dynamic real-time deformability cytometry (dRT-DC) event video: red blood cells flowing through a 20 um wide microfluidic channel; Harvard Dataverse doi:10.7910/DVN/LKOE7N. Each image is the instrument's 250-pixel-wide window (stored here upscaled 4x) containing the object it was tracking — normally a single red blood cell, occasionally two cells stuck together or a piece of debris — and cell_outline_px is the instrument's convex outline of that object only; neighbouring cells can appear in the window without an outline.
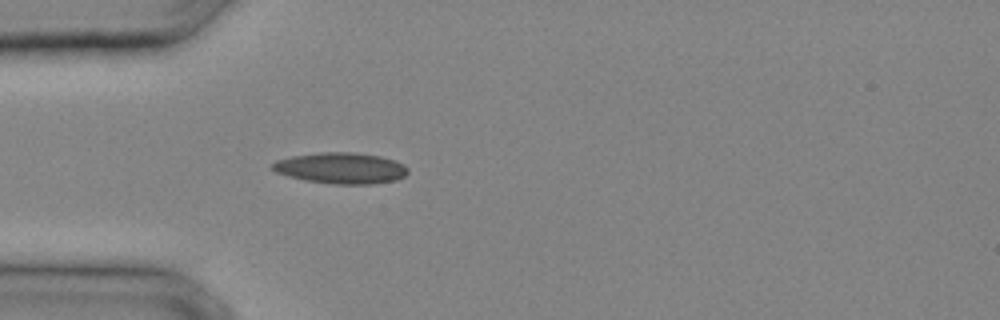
{"species": "common noctule bat (a hibernating species)", "species_latin": "Nyctalus noctula", "temperature_condition": "cold", "stored_images_in_passage": 25, "camera_frame_rate_fps": 3000, "um_per_image_px": 0.085, "animal": {"sex": "male", "body_mass_g": 20.4}, "frame": {"image": 1, "passage_image": 4, "time_ms": 1.0, "image_size_px": [1000, 320], "cell_outline_px": [[408, 172], [404, 176], [396, 180], [372, 184], [332, 184], [304, 180], [288, 176], [276, 172], [272, 168], [272, 164], [276, 160], [292, 156], [320, 152], [352, 152], [380, 156], [396, 160], [404, 164], [408, 168]], "centroid_in_image_um": [29.0, 14.29], "position_along_channel_um": 56.0, "area_um2": 24.62}}
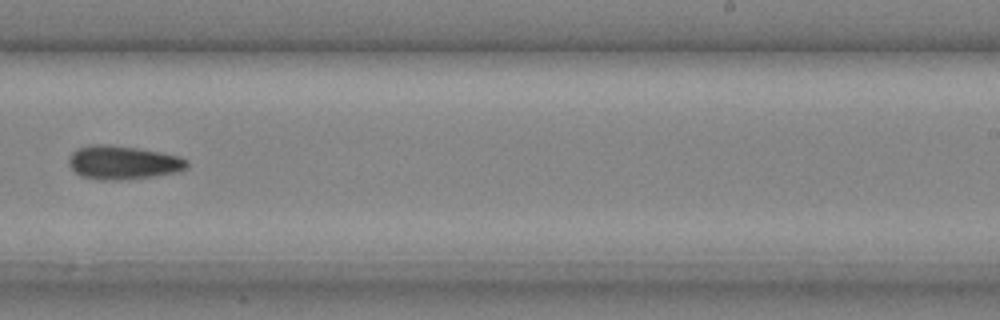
{"frame": {"image": 2, "passage_image": 15, "time_ms": 4.667, "image_size_px": [1000, 320], "cell_outline_px": [[188, 164], [184, 168], [176, 172], [156, 176], [120, 180], [100, 180], [84, 176], [76, 172], [68, 164], [68, 156], [76, 148], [92, 144], [108, 144], [136, 148], [160, 152], [180, 156], [188, 160]], "centroid_in_image_um": [10.43, 13.8], "position_along_channel_um": 278.6, "area_um2": 23.18}}
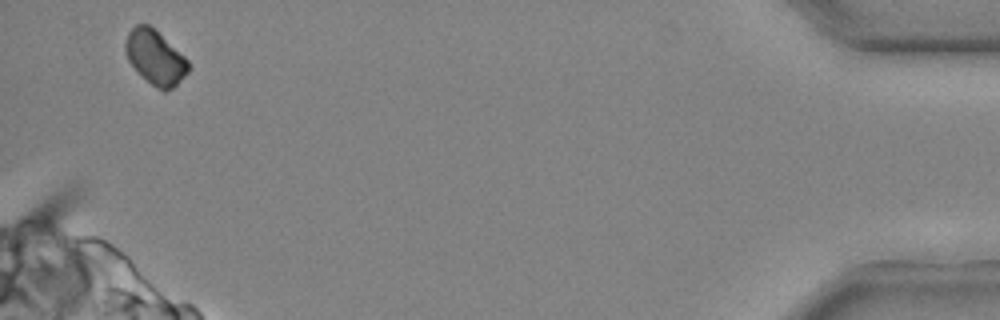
{"frame": {"image": 3, "passage_image": 25, "time_ms": 8.0, "image_size_px": [1000, 320], "cell_outline_px": [[188, 72], [172, 88], [164, 92], [152, 84], [128, 60], [124, 52], [124, 40], [128, 32], [136, 24], [148, 24], [184, 56], [188, 60]], "centroid_in_image_um": [13.16, 4.85], "position_along_channel_um": 422.0, "area_um2": 19.36}}